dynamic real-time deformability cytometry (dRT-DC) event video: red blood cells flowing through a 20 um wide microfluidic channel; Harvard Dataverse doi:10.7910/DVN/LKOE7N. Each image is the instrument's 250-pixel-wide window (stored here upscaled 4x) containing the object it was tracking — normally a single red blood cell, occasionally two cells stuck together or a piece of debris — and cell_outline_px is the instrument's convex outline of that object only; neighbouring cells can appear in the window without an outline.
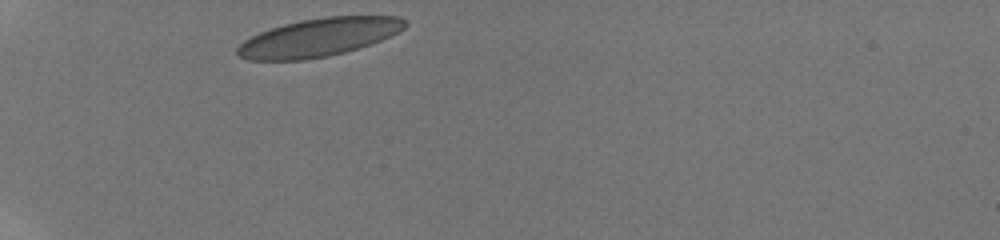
{"species": "human", "species_latin": "Homo sapiens", "temperature_condition": "room temperature", "stored_images_in_passage": 36, "camera_frame_rate_fps": 3000, "um_per_image_px": 0.085, "donor": {"sex": "male"}, "frame": {"image": 1, "passage_image": 1, "time_ms": 0.0, "image_size_px": [1000, 240], "cell_outline_px": [[408, 24], [404, 28], [380, 40], [344, 52], [328, 56], [304, 60], [248, 60], [236, 56], [236, 48], [244, 40], [260, 32], [284, 24], [300, 20], [324, 16], [400, 16], [408, 20]], "centroid_in_image_um": [27.07, 3.17], "position_along_channel_um": 57.9, "area_um2": 37.17}}
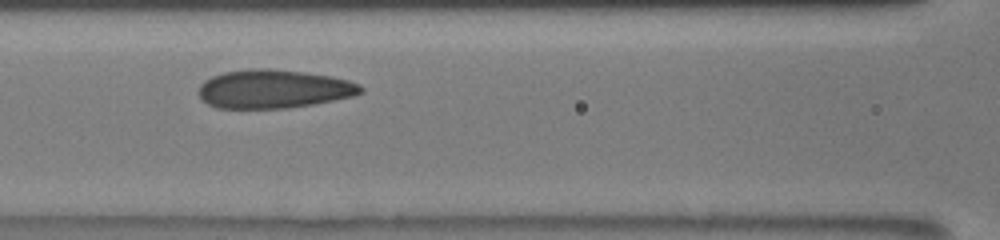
{"frame": {"image": 2, "passage_image": 9, "time_ms": 3.0, "image_size_px": [1000, 240], "cell_outline_px": [[364, 92], [352, 96], [312, 104], [288, 108], [216, 108], [200, 100], [196, 92], [200, 84], [204, 80], [212, 76], [224, 72], [256, 68], [268, 68], [304, 72], [332, 76], [348, 80], [360, 84], [364, 88]], "centroid_in_image_um": [23.22, 7.56], "position_along_channel_um": 143.4, "area_um2": 36.7}}
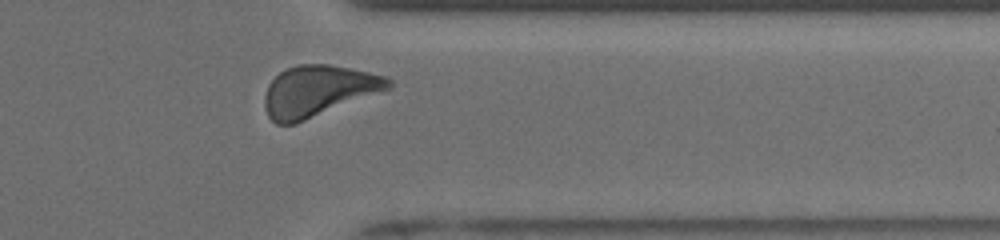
{"frame": {"image": 3, "passage_image": 31, "time_ms": 9.333, "image_size_px": [1000, 240], "cell_outline_px": [[392, 88], [296, 124], [276, 124], [268, 116], [264, 108], [264, 96], [268, 84], [280, 72], [288, 68], [300, 64], [328, 64], [388, 76], [392, 80]], "centroid_in_image_um": [27.05, 7.74], "position_along_channel_um": 384.3, "area_um2": 36.93}, "authors_computed_cell_mechanics": {"area_um2": 36.703, "velocity_mm_per_s": 3.8088, "shape_relaxation_time_tau1_ms": 4.0431, "shape_relaxation_time_tau2_ms": 0.9517, "deformation_change_tau1": 0.1269, "deformation_change_tau2": 0.0707}}